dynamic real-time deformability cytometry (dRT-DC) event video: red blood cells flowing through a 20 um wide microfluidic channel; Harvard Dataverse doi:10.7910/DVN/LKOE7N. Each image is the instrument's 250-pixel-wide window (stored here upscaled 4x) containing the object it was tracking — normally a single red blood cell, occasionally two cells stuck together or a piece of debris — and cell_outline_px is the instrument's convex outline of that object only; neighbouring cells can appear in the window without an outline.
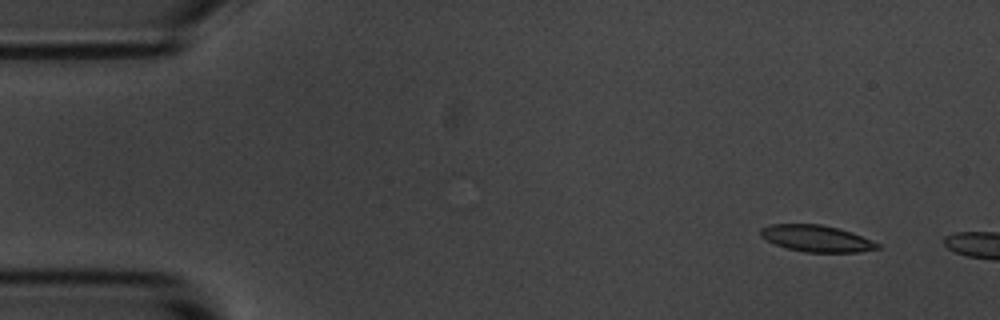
{"species": "common noctule bat (a hibernating species)", "species_latin": "Nyctalus noctula", "temperature_condition": "room temperature", "stored_images_in_passage": 3, "camera_frame_rate_fps": 3000, "um_per_image_px": 0.085, "animal": {"sex": "male", "body_mass_g": 20.1, "forearm_length_mm": 53.5}, "frame": {"image": 1, "passage_image": 1, "time_ms": 0.0, "image_size_px": [1000, 320], "cell_outline_px": [[880, 248], [860, 252], [804, 252], [788, 248], [776, 244], [760, 236], [760, 228], [772, 224], [820, 224], [852, 232], [872, 240], [880, 244]], "centroid_in_image_um": [69.42, 20.27], "position_along_channel_um": 15.6, "area_um2": 17.98}}